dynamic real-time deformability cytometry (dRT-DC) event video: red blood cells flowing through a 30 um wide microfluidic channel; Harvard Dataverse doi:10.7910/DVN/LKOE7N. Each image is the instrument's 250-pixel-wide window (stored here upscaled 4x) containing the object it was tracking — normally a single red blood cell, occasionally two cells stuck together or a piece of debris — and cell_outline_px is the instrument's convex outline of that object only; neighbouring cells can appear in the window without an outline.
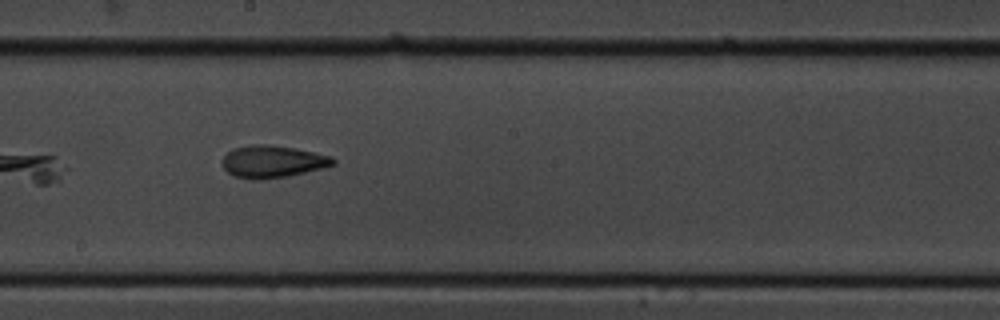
{"species": "common noctule bat (a hibernating species)", "species_latin": "Nyctalus noctula", "temperature_condition": "cold", "stored_images_in_passage": 15, "camera_frame_rate_fps": 3000, "um_per_image_px": 0.085, "animal": {"sex": "male", "body_mass_g": 19.5, "forearm_length_mm": 54.6}, "frame": {"image": 1, "passage_image": 7, "time_ms": 8.0, "image_size_px": [1000, 320], "cell_outline_px": [[336, 164], [288, 176], [256, 180], [252, 180], [236, 176], [228, 172], [224, 168], [224, 156], [232, 148], [252, 144], [268, 144], [296, 148], [332, 156], [336, 160]], "centroid_in_image_um": [23.18, 13.72], "position_along_channel_um": 225.0, "area_um2": 20.69}}
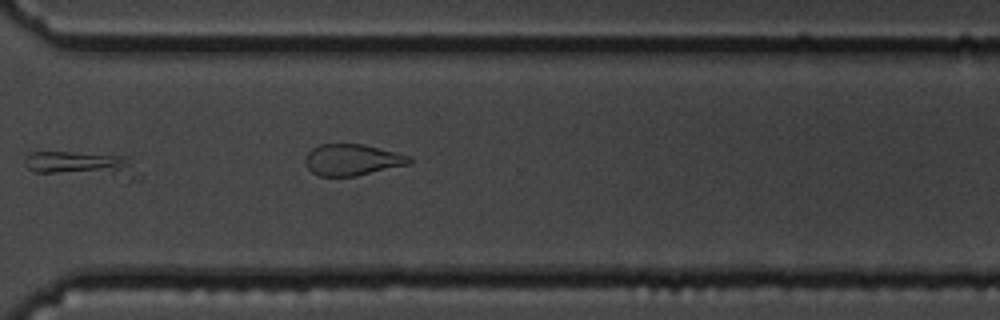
{"frame": {"image": 2, "passage_image": 10, "time_ms": 11.333, "image_size_px": [1000, 320], "cell_outline_px": [[140, 180], [128, 180], [36, 172], [28, 168], [24, 164], [24, 160], [28, 152], [72, 152], [128, 156], [140, 172]], "centroid_in_image_um": [7.07, 14.02], "position_along_channel_um": 363.5, "area_um2": 17.86}}